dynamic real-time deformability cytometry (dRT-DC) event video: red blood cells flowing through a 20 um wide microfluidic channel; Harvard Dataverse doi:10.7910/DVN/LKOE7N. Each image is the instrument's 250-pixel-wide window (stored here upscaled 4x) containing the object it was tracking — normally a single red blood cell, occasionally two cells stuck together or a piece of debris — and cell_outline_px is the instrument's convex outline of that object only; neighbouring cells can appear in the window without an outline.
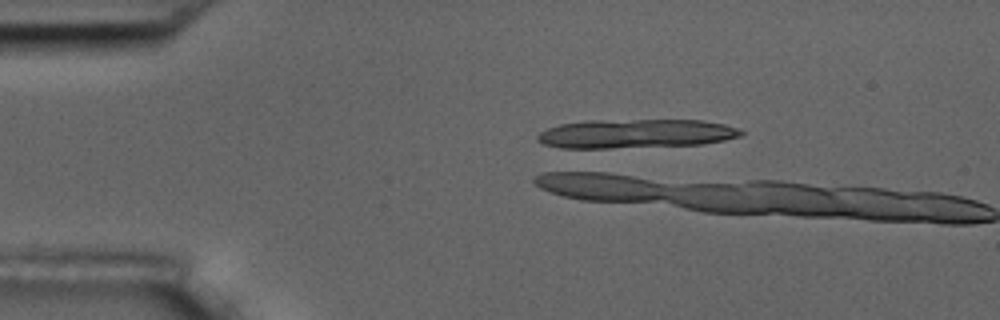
{"species": "common noctule bat (a hibernating species)", "species_latin": "Nyctalus noctula", "temperature_condition": "room temperature", "stored_images_in_passage": 4, "camera_frame_rate_fps": 3000, "um_per_image_px": 0.085, "animal": {"sex": "male", "body_mass_g": 17.5, "forearm_length_mm": 52.3}, "frame": {"image": 1, "passage_image": 3, "time_ms": 2.0, "image_size_px": [1000, 320], "cell_outline_px": [[744, 132], [740, 136], [724, 140], [704, 144], [608, 148], [560, 148], [544, 144], [536, 140], [536, 136], [540, 132], [548, 128], [560, 124], [588, 120], [704, 120], [724, 124], [736, 128]], "centroid_in_image_um": [54.01, 11.36], "position_along_channel_um": 31.0, "area_um2": 34.39}}